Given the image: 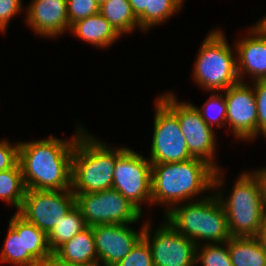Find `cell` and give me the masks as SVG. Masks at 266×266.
I'll use <instances>...</instances> for the list:
<instances>
[{"label":"cell","instance_id":"obj_1","mask_svg":"<svg viewBox=\"0 0 266 266\" xmlns=\"http://www.w3.org/2000/svg\"><path fill=\"white\" fill-rule=\"evenodd\" d=\"M78 131L71 141L50 136L33 142H19V164L26 189H71L72 154Z\"/></svg>","mask_w":266,"mask_h":266},{"label":"cell","instance_id":"obj_2","mask_svg":"<svg viewBox=\"0 0 266 266\" xmlns=\"http://www.w3.org/2000/svg\"><path fill=\"white\" fill-rule=\"evenodd\" d=\"M220 170H215L210 164L198 158L152 164V204L169 206L166 207L167 212L173 205L193 199L195 195L211 190L212 187L219 191L223 185Z\"/></svg>","mask_w":266,"mask_h":266},{"label":"cell","instance_id":"obj_3","mask_svg":"<svg viewBox=\"0 0 266 266\" xmlns=\"http://www.w3.org/2000/svg\"><path fill=\"white\" fill-rule=\"evenodd\" d=\"M87 133L83 131L78 136L72 154L73 193L112 189L116 160L127 149H112Z\"/></svg>","mask_w":266,"mask_h":266},{"label":"cell","instance_id":"obj_4","mask_svg":"<svg viewBox=\"0 0 266 266\" xmlns=\"http://www.w3.org/2000/svg\"><path fill=\"white\" fill-rule=\"evenodd\" d=\"M165 213L167 223L197 246L200 239L221 244L231 238L225 209L216 194L175 205Z\"/></svg>","mask_w":266,"mask_h":266},{"label":"cell","instance_id":"obj_5","mask_svg":"<svg viewBox=\"0 0 266 266\" xmlns=\"http://www.w3.org/2000/svg\"><path fill=\"white\" fill-rule=\"evenodd\" d=\"M230 193L228 199L222 190L216 195L225 209L231 237H257L266 218L259 178L253 171L243 172Z\"/></svg>","mask_w":266,"mask_h":266},{"label":"cell","instance_id":"obj_6","mask_svg":"<svg viewBox=\"0 0 266 266\" xmlns=\"http://www.w3.org/2000/svg\"><path fill=\"white\" fill-rule=\"evenodd\" d=\"M223 32L213 30L204 39L193 69L195 82L206 91H225L239 82L234 50Z\"/></svg>","mask_w":266,"mask_h":266},{"label":"cell","instance_id":"obj_7","mask_svg":"<svg viewBox=\"0 0 266 266\" xmlns=\"http://www.w3.org/2000/svg\"><path fill=\"white\" fill-rule=\"evenodd\" d=\"M87 226L136 223L142 212L115 189L74 193Z\"/></svg>","mask_w":266,"mask_h":266},{"label":"cell","instance_id":"obj_8","mask_svg":"<svg viewBox=\"0 0 266 266\" xmlns=\"http://www.w3.org/2000/svg\"><path fill=\"white\" fill-rule=\"evenodd\" d=\"M158 98L178 117L191 156L207 162L215 170L221 169L214 162L215 132L202 119L198 108L191 103L177 102L173 93H166Z\"/></svg>","mask_w":266,"mask_h":266},{"label":"cell","instance_id":"obj_9","mask_svg":"<svg viewBox=\"0 0 266 266\" xmlns=\"http://www.w3.org/2000/svg\"><path fill=\"white\" fill-rule=\"evenodd\" d=\"M0 261L15 266L53 255L47 234L17 212L11 217Z\"/></svg>","mask_w":266,"mask_h":266},{"label":"cell","instance_id":"obj_10","mask_svg":"<svg viewBox=\"0 0 266 266\" xmlns=\"http://www.w3.org/2000/svg\"><path fill=\"white\" fill-rule=\"evenodd\" d=\"M74 205L75 194L72 189H26L22 206L17 213L48 234Z\"/></svg>","mask_w":266,"mask_h":266},{"label":"cell","instance_id":"obj_11","mask_svg":"<svg viewBox=\"0 0 266 266\" xmlns=\"http://www.w3.org/2000/svg\"><path fill=\"white\" fill-rule=\"evenodd\" d=\"M155 104L151 164L182 162L193 158L187 148L178 117L159 99Z\"/></svg>","mask_w":266,"mask_h":266},{"label":"cell","instance_id":"obj_12","mask_svg":"<svg viewBox=\"0 0 266 266\" xmlns=\"http://www.w3.org/2000/svg\"><path fill=\"white\" fill-rule=\"evenodd\" d=\"M151 162L128 148L117 158L112 188L123 194L141 212V204L152 203Z\"/></svg>","mask_w":266,"mask_h":266},{"label":"cell","instance_id":"obj_13","mask_svg":"<svg viewBox=\"0 0 266 266\" xmlns=\"http://www.w3.org/2000/svg\"><path fill=\"white\" fill-rule=\"evenodd\" d=\"M143 225V238L151 248L154 266H195L197 245L192 240L177 232L167 221L153 236L149 222Z\"/></svg>","mask_w":266,"mask_h":266},{"label":"cell","instance_id":"obj_14","mask_svg":"<svg viewBox=\"0 0 266 266\" xmlns=\"http://www.w3.org/2000/svg\"><path fill=\"white\" fill-rule=\"evenodd\" d=\"M227 116L226 123L232 127V132L239 139L251 140L257 138V105L253 87L239 81L224 91Z\"/></svg>","mask_w":266,"mask_h":266},{"label":"cell","instance_id":"obj_15","mask_svg":"<svg viewBox=\"0 0 266 266\" xmlns=\"http://www.w3.org/2000/svg\"><path fill=\"white\" fill-rule=\"evenodd\" d=\"M129 225L107 224L92 226L98 265L103 263V266H114L125 258L143 237L144 226L141 227L140 232H136Z\"/></svg>","mask_w":266,"mask_h":266},{"label":"cell","instance_id":"obj_16","mask_svg":"<svg viewBox=\"0 0 266 266\" xmlns=\"http://www.w3.org/2000/svg\"><path fill=\"white\" fill-rule=\"evenodd\" d=\"M25 15L28 25L40 36L57 37L71 28L67 0H32Z\"/></svg>","mask_w":266,"mask_h":266},{"label":"cell","instance_id":"obj_17","mask_svg":"<svg viewBox=\"0 0 266 266\" xmlns=\"http://www.w3.org/2000/svg\"><path fill=\"white\" fill-rule=\"evenodd\" d=\"M249 33L252 36L248 35L234 44L239 80L242 81L246 74L251 75L254 81L266 80V36L254 26Z\"/></svg>","mask_w":266,"mask_h":266},{"label":"cell","instance_id":"obj_18","mask_svg":"<svg viewBox=\"0 0 266 266\" xmlns=\"http://www.w3.org/2000/svg\"><path fill=\"white\" fill-rule=\"evenodd\" d=\"M53 254L55 262L98 265L92 227L88 226L76 234L69 241L61 245Z\"/></svg>","mask_w":266,"mask_h":266},{"label":"cell","instance_id":"obj_19","mask_svg":"<svg viewBox=\"0 0 266 266\" xmlns=\"http://www.w3.org/2000/svg\"><path fill=\"white\" fill-rule=\"evenodd\" d=\"M70 30L82 41L100 48L109 47L121 36L100 13L76 21Z\"/></svg>","mask_w":266,"mask_h":266},{"label":"cell","instance_id":"obj_20","mask_svg":"<svg viewBox=\"0 0 266 266\" xmlns=\"http://www.w3.org/2000/svg\"><path fill=\"white\" fill-rule=\"evenodd\" d=\"M227 247L233 266H266V252L257 237H231Z\"/></svg>","mask_w":266,"mask_h":266},{"label":"cell","instance_id":"obj_21","mask_svg":"<svg viewBox=\"0 0 266 266\" xmlns=\"http://www.w3.org/2000/svg\"><path fill=\"white\" fill-rule=\"evenodd\" d=\"M99 13L120 35L131 33L139 27L138 19L132 12L129 0H106L100 5Z\"/></svg>","mask_w":266,"mask_h":266},{"label":"cell","instance_id":"obj_22","mask_svg":"<svg viewBox=\"0 0 266 266\" xmlns=\"http://www.w3.org/2000/svg\"><path fill=\"white\" fill-rule=\"evenodd\" d=\"M87 227L79 208L74 205L58 225L47 234L48 245L52 253Z\"/></svg>","mask_w":266,"mask_h":266},{"label":"cell","instance_id":"obj_23","mask_svg":"<svg viewBox=\"0 0 266 266\" xmlns=\"http://www.w3.org/2000/svg\"><path fill=\"white\" fill-rule=\"evenodd\" d=\"M26 187L19 162L11 169L0 172V199L20 210Z\"/></svg>","mask_w":266,"mask_h":266},{"label":"cell","instance_id":"obj_24","mask_svg":"<svg viewBox=\"0 0 266 266\" xmlns=\"http://www.w3.org/2000/svg\"><path fill=\"white\" fill-rule=\"evenodd\" d=\"M183 0H148V8L137 18L139 29L147 31L150 28L168 20L171 15L179 12Z\"/></svg>","mask_w":266,"mask_h":266},{"label":"cell","instance_id":"obj_25","mask_svg":"<svg viewBox=\"0 0 266 266\" xmlns=\"http://www.w3.org/2000/svg\"><path fill=\"white\" fill-rule=\"evenodd\" d=\"M224 94L213 93L204 103L203 107L198 110L202 119L210 126L224 127L226 125L227 107Z\"/></svg>","mask_w":266,"mask_h":266},{"label":"cell","instance_id":"obj_26","mask_svg":"<svg viewBox=\"0 0 266 266\" xmlns=\"http://www.w3.org/2000/svg\"><path fill=\"white\" fill-rule=\"evenodd\" d=\"M222 245L224 246L222 247ZM199 247L200 246H197L196 263L200 262L203 266H233L227 247V241L223 244L221 243V246L220 243H205L202 249Z\"/></svg>","mask_w":266,"mask_h":266},{"label":"cell","instance_id":"obj_27","mask_svg":"<svg viewBox=\"0 0 266 266\" xmlns=\"http://www.w3.org/2000/svg\"><path fill=\"white\" fill-rule=\"evenodd\" d=\"M114 266H154L151 248L142 237L129 254Z\"/></svg>","mask_w":266,"mask_h":266},{"label":"cell","instance_id":"obj_28","mask_svg":"<svg viewBox=\"0 0 266 266\" xmlns=\"http://www.w3.org/2000/svg\"><path fill=\"white\" fill-rule=\"evenodd\" d=\"M96 0H67V13L70 26L78 20L99 13Z\"/></svg>","mask_w":266,"mask_h":266},{"label":"cell","instance_id":"obj_29","mask_svg":"<svg viewBox=\"0 0 266 266\" xmlns=\"http://www.w3.org/2000/svg\"><path fill=\"white\" fill-rule=\"evenodd\" d=\"M252 86L257 105V135L262 133L266 138V80H256Z\"/></svg>","mask_w":266,"mask_h":266},{"label":"cell","instance_id":"obj_30","mask_svg":"<svg viewBox=\"0 0 266 266\" xmlns=\"http://www.w3.org/2000/svg\"><path fill=\"white\" fill-rule=\"evenodd\" d=\"M19 162V142L14 145L0 141V172L13 168Z\"/></svg>","mask_w":266,"mask_h":266},{"label":"cell","instance_id":"obj_31","mask_svg":"<svg viewBox=\"0 0 266 266\" xmlns=\"http://www.w3.org/2000/svg\"><path fill=\"white\" fill-rule=\"evenodd\" d=\"M21 0H0V31L6 32L9 20L23 9Z\"/></svg>","mask_w":266,"mask_h":266},{"label":"cell","instance_id":"obj_32","mask_svg":"<svg viewBox=\"0 0 266 266\" xmlns=\"http://www.w3.org/2000/svg\"><path fill=\"white\" fill-rule=\"evenodd\" d=\"M18 266H55V256L53 254L44 258L34 259Z\"/></svg>","mask_w":266,"mask_h":266},{"label":"cell","instance_id":"obj_33","mask_svg":"<svg viewBox=\"0 0 266 266\" xmlns=\"http://www.w3.org/2000/svg\"><path fill=\"white\" fill-rule=\"evenodd\" d=\"M131 9L136 18H138L148 8V0H129Z\"/></svg>","mask_w":266,"mask_h":266},{"label":"cell","instance_id":"obj_34","mask_svg":"<svg viewBox=\"0 0 266 266\" xmlns=\"http://www.w3.org/2000/svg\"><path fill=\"white\" fill-rule=\"evenodd\" d=\"M254 173L259 178V181L261 183L262 193L264 197V205L266 209V168L258 169V171H255Z\"/></svg>","mask_w":266,"mask_h":266},{"label":"cell","instance_id":"obj_35","mask_svg":"<svg viewBox=\"0 0 266 266\" xmlns=\"http://www.w3.org/2000/svg\"><path fill=\"white\" fill-rule=\"evenodd\" d=\"M257 238L260 240V242H261V244L263 246V249L266 252V218H265V221H264V225L262 226V229L260 230Z\"/></svg>","mask_w":266,"mask_h":266},{"label":"cell","instance_id":"obj_36","mask_svg":"<svg viewBox=\"0 0 266 266\" xmlns=\"http://www.w3.org/2000/svg\"><path fill=\"white\" fill-rule=\"evenodd\" d=\"M254 27L263 35L266 36V17H264L262 20H260L256 25L254 24Z\"/></svg>","mask_w":266,"mask_h":266},{"label":"cell","instance_id":"obj_37","mask_svg":"<svg viewBox=\"0 0 266 266\" xmlns=\"http://www.w3.org/2000/svg\"><path fill=\"white\" fill-rule=\"evenodd\" d=\"M55 266H100V265L71 264V263H66V262H55Z\"/></svg>","mask_w":266,"mask_h":266},{"label":"cell","instance_id":"obj_38","mask_svg":"<svg viewBox=\"0 0 266 266\" xmlns=\"http://www.w3.org/2000/svg\"><path fill=\"white\" fill-rule=\"evenodd\" d=\"M97 1V3L99 4V5H101L102 3H104L106 0H96Z\"/></svg>","mask_w":266,"mask_h":266}]
</instances>
